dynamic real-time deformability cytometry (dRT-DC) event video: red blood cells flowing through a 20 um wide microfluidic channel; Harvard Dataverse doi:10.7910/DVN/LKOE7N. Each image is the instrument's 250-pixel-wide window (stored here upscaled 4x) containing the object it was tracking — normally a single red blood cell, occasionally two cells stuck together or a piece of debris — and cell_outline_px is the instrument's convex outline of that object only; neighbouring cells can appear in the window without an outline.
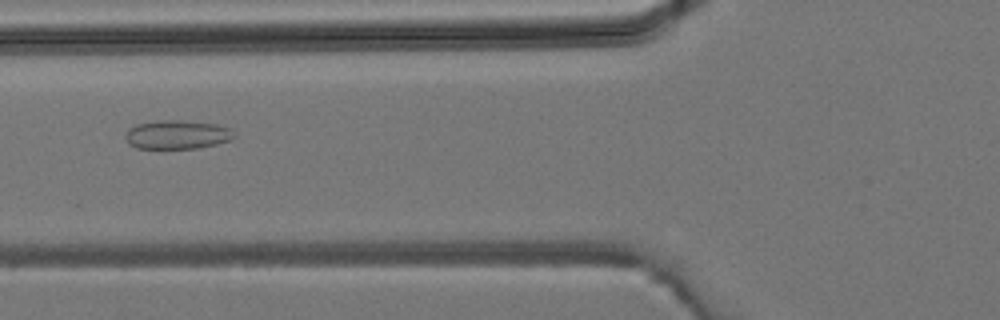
{"species": "common noctule bat (a hibernating species)", "species_latin": "Nyctalus noctula", "temperature_condition": "room temperature", "stored_images_in_passage": 42, "camera_frame_rate_fps": 3000, "um_per_image_px": 0.085, "animal": {"sex": "male", "body_mass_g": 19.2, "forearm_length_mm": 51.8}, "frame": {"image": 1, "passage_image": 16, "time_ms": 5.0, "image_size_px": [1000, 320], "cell_outline_px": [[236, 136], [228, 140], [216, 144], [200, 148], [136, 148], [128, 144], [124, 136], [128, 128], [136, 124], [160, 120], [180, 120], [216, 124], [228, 128]], "centroid_in_image_um": [15.0, 11.44], "position_along_channel_um": 110.8, "area_um2": 18.21}}
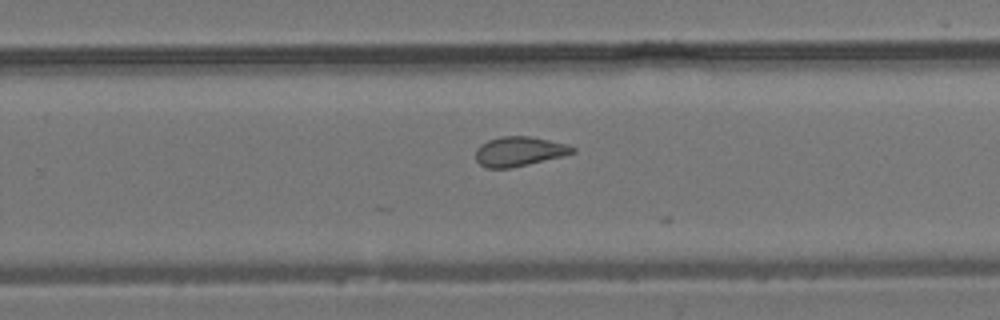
{"frame": {"image": 2, "passage_image": 27, "time_ms": 8.667, "image_size_px": [1000, 320], "cell_outline_px": [[576, 152], [564, 156], [512, 168], [488, 168], [480, 164], [476, 160], [476, 148], [480, 144], [488, 140], [500, 136], [528, 136], [568, 144], [576, 148]], "centroid_in_image_um": [44.14, 12.87], "position_along_channel_um": 285.7, "area_um2": 16.82}}
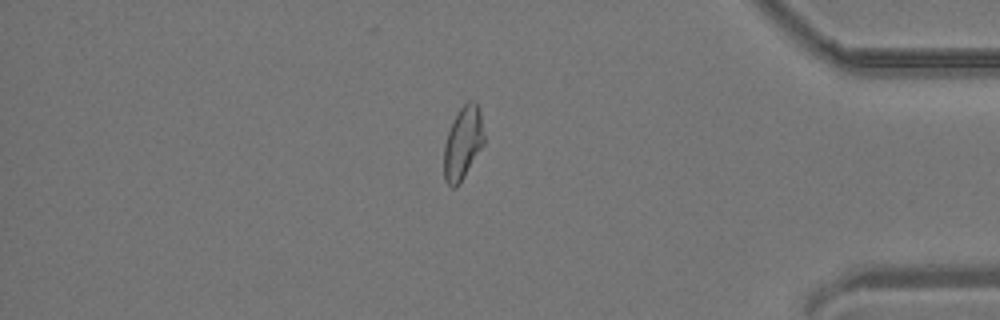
{"frame": {"image": 3, "passage_image": 36, "time_ms": 11.667, "image_size_px": [1000, 320], "cell_outline_px": [[484, 144], [464, 176], [456, 188], [452, 188], [444, 180], [444, 144], [448, 132], [456, 112], [468, 100], [476, 100], [480, 112], [484, 136]], "centroid_in_image_um": [39.34, 12.13], "position_along_channel_um": 395.9, "area_um2": 17.05}}